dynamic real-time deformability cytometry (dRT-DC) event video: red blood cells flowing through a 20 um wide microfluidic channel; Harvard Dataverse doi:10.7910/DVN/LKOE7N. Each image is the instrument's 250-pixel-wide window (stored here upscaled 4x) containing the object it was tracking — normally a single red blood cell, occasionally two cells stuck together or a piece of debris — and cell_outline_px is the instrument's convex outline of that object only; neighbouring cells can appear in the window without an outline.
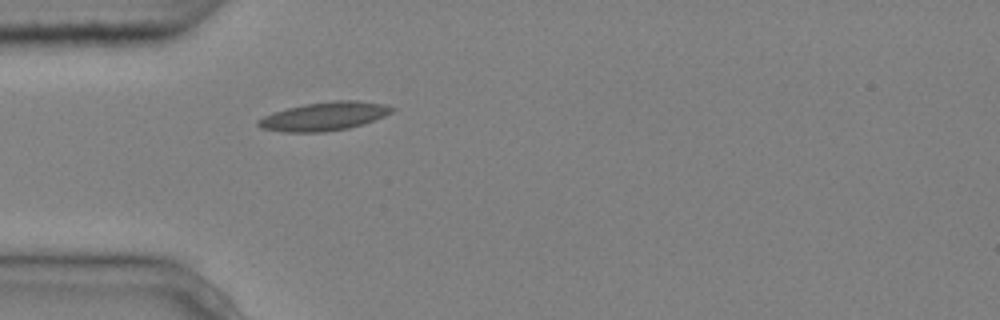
{"species": "common noctule bat (a hibernating species)", "species_latin": "Nyctalus noctula", "temperature_condition": "cold", "stored_images_in_passage": 1, "camera_frame_rate_fps": 3000, "um_per_image_px": 0.085, "animal": {"sex": "male", "body_mass_g": 20.4}, "frame": {"image": 1, "passage_image": 1, "time_ms": 0.0, "image_size_px": [1000, 320], "cell_outline_px": [[396, 108], [392, 112], [384, 116], [348, 128], [324, 132], [284, 132], [260, 128], [256, 124], [256, 120], [264, 116], [288, 108], [304, 104], [332, 100], [360, 100], [384, 104]], "centroid_in_image_um": [27.54, 9.88], "position_along_channel_um": 57.5, "area_um2": 22.14}}